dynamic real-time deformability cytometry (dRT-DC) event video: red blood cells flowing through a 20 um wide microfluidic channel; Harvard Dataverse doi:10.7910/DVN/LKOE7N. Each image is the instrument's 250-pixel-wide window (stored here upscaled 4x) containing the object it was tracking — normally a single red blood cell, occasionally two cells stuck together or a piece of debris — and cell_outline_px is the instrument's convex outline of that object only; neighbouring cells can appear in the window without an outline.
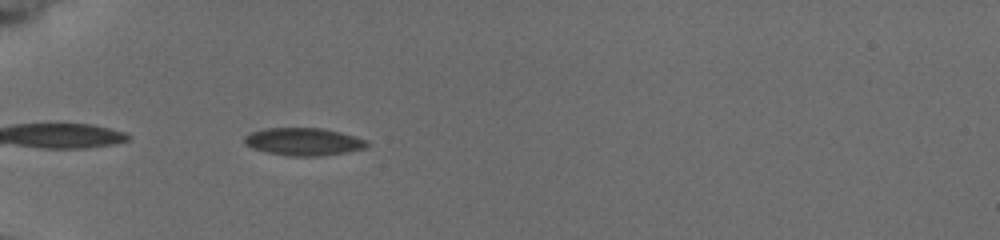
{"species": "common noctule bat (a hibernating species)", "species_latin": "Nyctalus noctula", "temperature_condition": "cold", "stored_images_in_passage": 24, "camera_frame_rate_fps": 3000, "um_per_image_px": 0.085, "animal": {"sex": "female", "body_mass_g": 19.5, "forearm_length_mm": 54.1}, "frame": {"image": 1, "passage_image": 2, "time_ms": 0.333, "image_size_px": [1000, 240], "cell_outline_px": [[368, 144], [364, 148], [344, 152], [316, 156], [292, 156], [268, 152], [252, 148], [244, 144], [244, 136], [252, 132], [264, 128], [320, 128], [340, 132], [368, 140]], "centroid_in_image_um": [25.77, 12.03], "position_along_channel_um": 59.2, "area_um2": 19.48}}
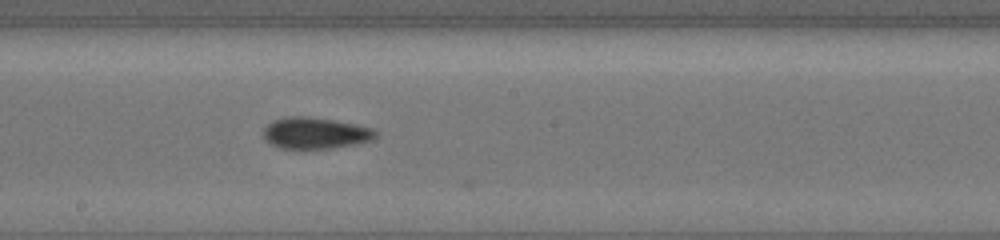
{"frame": {"image": 2, "passage_image": 16, "time_ms": 5.0, "image_size_px": [1000, 240], "cell_outline_px": [[376, 136], [368, 140], [356, 144], [332, 148], [280, 148], [264, 140], [264, 128], [272, 120], [284, 116], [308, 116], [356, 124], [372, 128], [376, 132]], "centroid_in_image_um": [26.75, 11.3], "position_along_channel_um": 221.4, "area_um2": 20.4}}
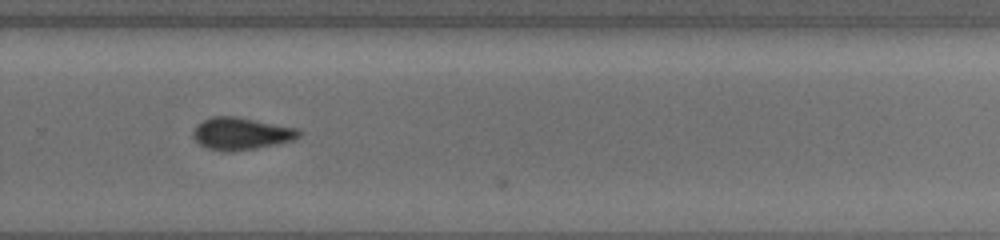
{"frame": {"image": 3, "passage_image": 23, "time_ms": 7.333, "image_size_px": [1000, 240], "cell_outline_px": [[300, 136], [292, 140], [276, 144], [256, 148], [232, 152], [224, 152], [208, 148], [200, 144], [192, 136], [192, 132], [196, 124], [212, 116], [236, 116], [296, 128], [300, 132]], "centroid_in_image_um": [20.45, 11.36], "position_along_channel_um": 309.3, "area_um2": 19.83}}